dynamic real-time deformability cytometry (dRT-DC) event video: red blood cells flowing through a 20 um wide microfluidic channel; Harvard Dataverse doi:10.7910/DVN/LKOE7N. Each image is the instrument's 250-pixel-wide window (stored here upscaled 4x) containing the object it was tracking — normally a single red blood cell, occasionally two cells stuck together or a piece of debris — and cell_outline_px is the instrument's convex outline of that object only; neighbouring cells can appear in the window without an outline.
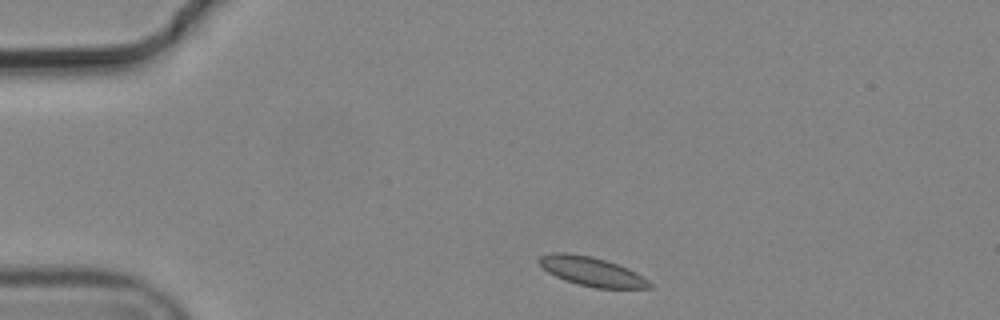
{"species": "common noctule bat (a hibernating species)", "species_latin": "Nyctalus noctula", "temperature_condition": "cold", "stored_images_in_passage": 3, "segment_of_instrument_passage": [2, 2], "camera_frame_rate_fps": 3000, "um_per_image_px": 0.085, "animal": {"sex": "male", "body_mass_g": 19.2, "forearm_length_mm": 51.8}, "frame": {"image": 1, "passage_image": 3, "time_ms": 0.667, "image_size_px": [1000, 320], "cell_outline_px": [[652, 288], [596, 288], [576, 284], [564, 280], [548, 272], [536, 260], [540, 256], [552, 252], [568, 252], [592, 256], [628, 268], [636, 272], [648, 280], [652, 284]], "centroid_in_image_um": [50.27, 23.07], "position_along_channel_um": 34.7, "area_um2": 18.79}}